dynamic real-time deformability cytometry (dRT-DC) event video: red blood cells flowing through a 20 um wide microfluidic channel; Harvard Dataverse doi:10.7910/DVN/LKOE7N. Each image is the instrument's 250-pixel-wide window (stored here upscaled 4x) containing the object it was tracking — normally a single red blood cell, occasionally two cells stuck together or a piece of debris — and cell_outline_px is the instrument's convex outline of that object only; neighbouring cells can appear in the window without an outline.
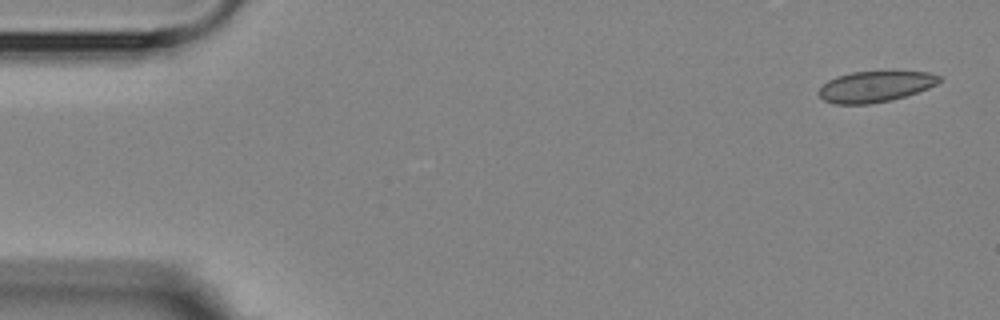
{"species": "Egyptian fruit bat (a non-hibernating species)", "species_latin": "Rousettus aegyptiacus", "temperature_condition": "room temperature", "stored_images_in_passage": 6, "segment_of_instrument_passage": [2, 2], "camera_frame_rate_fps": 3000, "um_per_image_px": 0.085, "animal": {"sex": "female"}, "frame": {"image": 1, "passage_image": 6, "time_ms": 6.0, "image_size_px": [1000, 320], "cell_outline_px": [[944, 76], [936, 84], [928, 88], [892, 100], [868, 104], [836, 104], [824, 100], [816, 92], [828, 80], [836, 76], [852, 72], [928, 72]], "centroid_in_image_um": [74.38, 7.36], "position_along_channel_um": 10.6, "area_um2": 21.56}}